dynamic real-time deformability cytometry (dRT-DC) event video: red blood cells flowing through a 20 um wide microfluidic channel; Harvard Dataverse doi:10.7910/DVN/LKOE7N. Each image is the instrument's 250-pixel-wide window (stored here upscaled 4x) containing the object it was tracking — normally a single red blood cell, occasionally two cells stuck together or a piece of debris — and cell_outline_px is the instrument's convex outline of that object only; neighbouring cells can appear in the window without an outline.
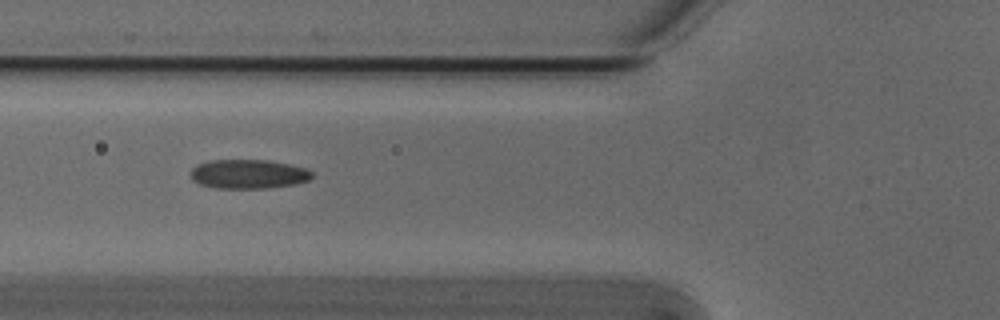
{"species": "Egyptian fruit bat (a non-hibernating species)", "species_latin": "Rousettus aegyptiacus", "temperature_condition": "cold", "stored_images_in_passage": 37, "camera_frame_rate_fps": 3000, "um_per_image_px": 0.085, "animal": {"sex": "male"}, "frame": {"image": 1, "passage_image": 3, "time_ms": 0.667, "image_size_px": [1000, 320], "cell_outline_px": [[312, 176], [308, 180], [296, 184], [268, 188], [216, 188], [200, 184], [192, 180], [192, 168], [196, 164], [212, 160], [268, 160], [288, 164], [304, 168], [312, 172]], "centroid_in_image_um": [21.1, 14.79], "position_along_channel_um": 104.7, "area_um2": 20.52}}
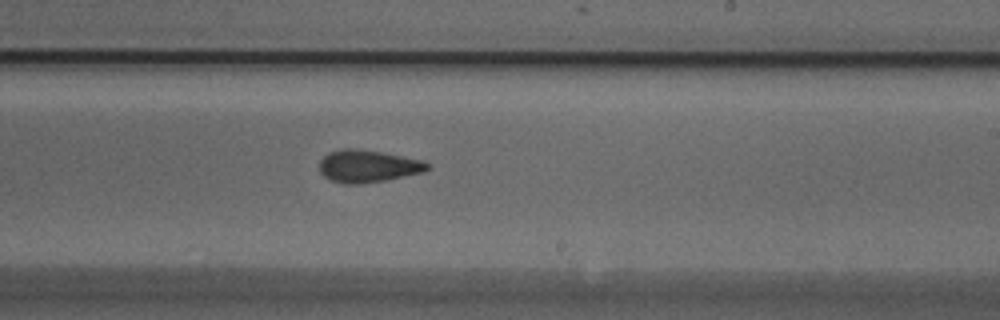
{"frame": {"image": 2, "passage_image": 15, "time_ms": 4.667, "image_size_px": [1000, 320], "cell_outline_px": [[432, 168], [424, 172], [388, 180], [360, 184], [344, 184], [332, 180], [324, 176], [320, 172], [320, 160], [328, 152], [340, 148], [352, 148], [380, 152], [424, 160]], "centroid_in_image_um": [31.29, 14.13], "position_along_channel_um": 257.7, "area_um2": 20.52}}
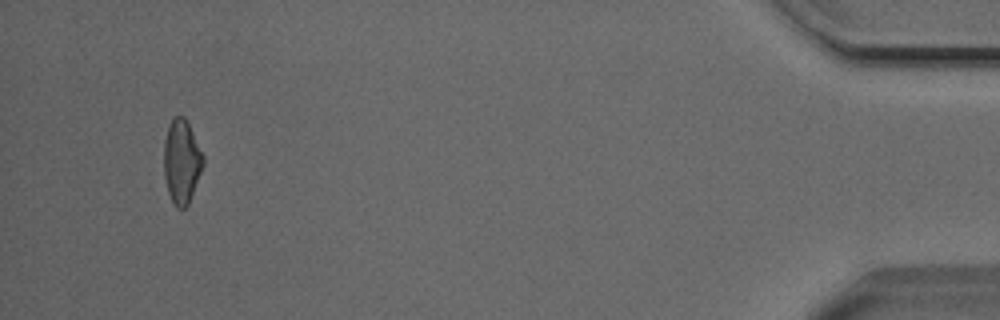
{"frame": {"image": 3, "passage_image": 34, "time_ms": 11.0, "image_size_px": [1000, 320], "cell_outline_px": [[204, 164], [188, 204], [184, 208], [176, 208], [172, 204], [168, 192], [164, 176], [164, 140], [168, 124], [176, 116], [184, 116], [204, 156]], "centroid_in_image_um": [15.42, 13.75], "position_along_channel_um": 419.8, "area_um2": 19.13}}